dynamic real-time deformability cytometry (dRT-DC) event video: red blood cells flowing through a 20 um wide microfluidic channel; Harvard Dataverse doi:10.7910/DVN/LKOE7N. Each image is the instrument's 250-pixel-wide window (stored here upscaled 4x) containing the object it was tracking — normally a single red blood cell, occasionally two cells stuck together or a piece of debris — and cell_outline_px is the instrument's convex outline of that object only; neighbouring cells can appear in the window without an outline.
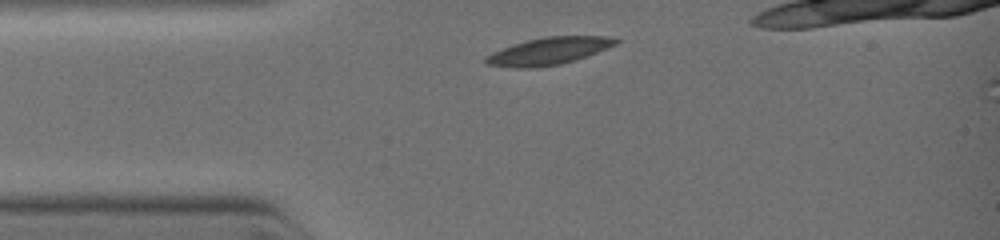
{"species": "common noctule bat (a hibernating species)", "species_latin": "Nyctalus noctula", "temperature_condition": "warm", "stored_images_in_passage": 4, "camera_frame_rate_fps": 3000, "um_per_image_px": 0.085, "animal": {"sex": "female", "body_mass_g": 19.0, "forearm_length_mm": 51.5}, "frame": {"image": 1, "passage_image": 1, "time_ms": 0.0, "image_size_px": [1000, 240], "cell_outline_px": [[620, 40], [616, 44], [596, 52], [560, 64], [532, 68], [516, 68], [488, 64], [484, 60], [484, 56], [492, 52], [528, 40], [548, 36], [608, 36]], "centroid_in_image_um": [46.62, 4.34], "position_along_channel_um": 38.4, "area_um2": 20.11}}
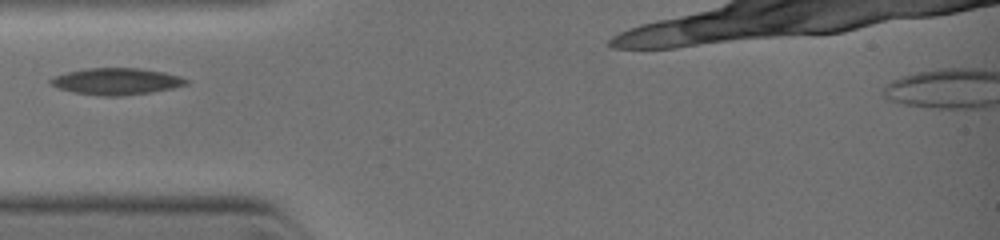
{"frame": {"image": 2, "passage_image": 3, "time_ms": 1.0, "image_size_px": [1000, 240], "cell_outline_px": [[188, 84], [172, 88], [148, 92], [120, 96], [100, 96], [76, 92], [60, 88], [52, 84], [48, 80], [56, 76], [68, 72], [84, 68], [140, 68], [180, 76], [188, 80]], "centroid_in_image_um": [9.9, 6.91], "position_along_channel_um": 75.1, "area_um2": 20.63}}